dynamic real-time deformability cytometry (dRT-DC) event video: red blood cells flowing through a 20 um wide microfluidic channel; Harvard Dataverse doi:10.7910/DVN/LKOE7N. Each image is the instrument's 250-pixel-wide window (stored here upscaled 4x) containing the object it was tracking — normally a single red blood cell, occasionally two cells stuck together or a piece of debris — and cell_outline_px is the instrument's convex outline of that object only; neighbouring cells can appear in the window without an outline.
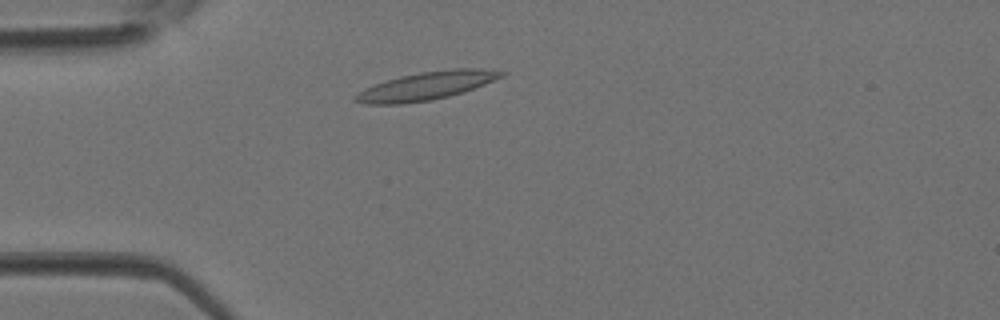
{"species": "Egyptian fruit bat (a non-hibernating species)", "species_latin": "Rousettus aegyptiacus", "temperature_condition": "room temperature", "stored_images_in_passage": 1, "camera_frame_rate_fps": 3000, "um_per_image_px": 0.085, "animal": {"sex": "female"}, "frame": {"image": 1, "passage_image": 1, "time_ms": 0.0, "image_size_px": [1000, 320], "cell_outline_px": [[508, 72], [504, 76], [464, 92], [432, 100], [400, 104], [364, 104], [352, 100], [352, 96], [364, 88], [372, 84], [400, 76], [420, 72], [456, 68], [480, 68]], "centroid_in_image_um": [36.2, 7.3], "position_along_channel_um": 48.8, "area_um2": 24.1}}